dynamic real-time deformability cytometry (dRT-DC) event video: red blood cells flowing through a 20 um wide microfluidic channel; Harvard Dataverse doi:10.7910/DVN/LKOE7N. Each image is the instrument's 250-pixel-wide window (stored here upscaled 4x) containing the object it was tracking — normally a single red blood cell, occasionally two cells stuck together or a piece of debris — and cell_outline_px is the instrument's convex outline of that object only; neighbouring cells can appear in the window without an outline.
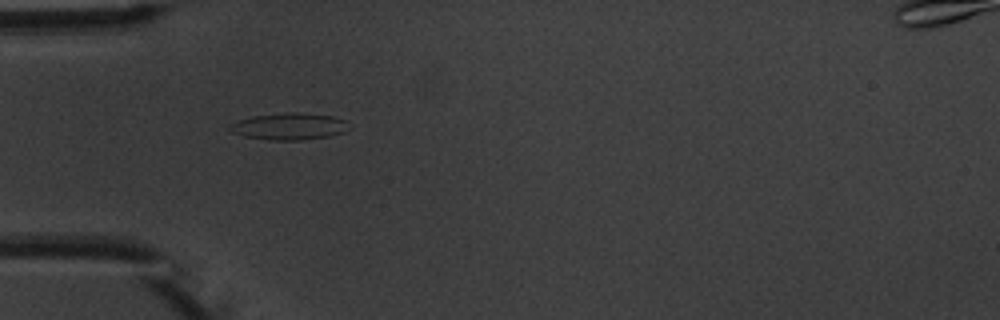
{"species": "common noctule bat (a hibernating species)", "species_latin": "Nyctalus noctula", "temperature_condition": "warm", "stored_images_in_passage": 4, "camera_frame_rate_fps": 3000, "um_per_image_px": 0.085, "animal": {"sex": "male", "body_mass_g": 20.1, "forearm_length_mm": 53.5}, "frame": {"image": 1, "passage_image": 3, "time_ms": 2.333, "image_size_px": [1000, 320], "cell_outline_px": [[352, 128], [344, 132], [328, 136], [300, 140], [268, 140], [244, 136], [232, 132], [228, 128], [228, 124], [236, 120], [252, 116], [292, 112], [296, 112], [332, 116], [348, 120]], "centroid_in_image_um": [24.6, 10.74], "position_along_channel_um": 60.4, "area_um2": 18.84}}
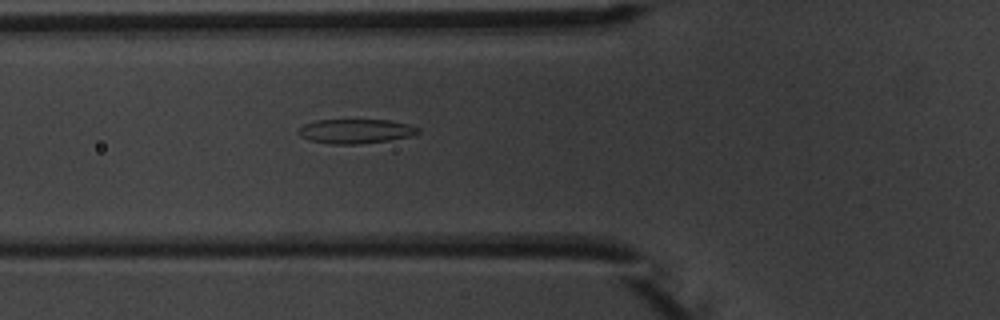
{"frame": {"image": 2, "passage_image": 4, "time_ms": 3.333, "image_size_px": [1000, 320], "cell_outline_px": [[420, 132], [412, 136], [388, 140], [360, 144], [328, 144], [308, 140], [300, 136], [296, 132], [304, 124], [316, 120], [388, 120], [408, 124], [420, 128]], "centroid_in_image_um": [30.21, 11.16], "position_along_channel_um": 95.6, "area_um2": 17.11}}